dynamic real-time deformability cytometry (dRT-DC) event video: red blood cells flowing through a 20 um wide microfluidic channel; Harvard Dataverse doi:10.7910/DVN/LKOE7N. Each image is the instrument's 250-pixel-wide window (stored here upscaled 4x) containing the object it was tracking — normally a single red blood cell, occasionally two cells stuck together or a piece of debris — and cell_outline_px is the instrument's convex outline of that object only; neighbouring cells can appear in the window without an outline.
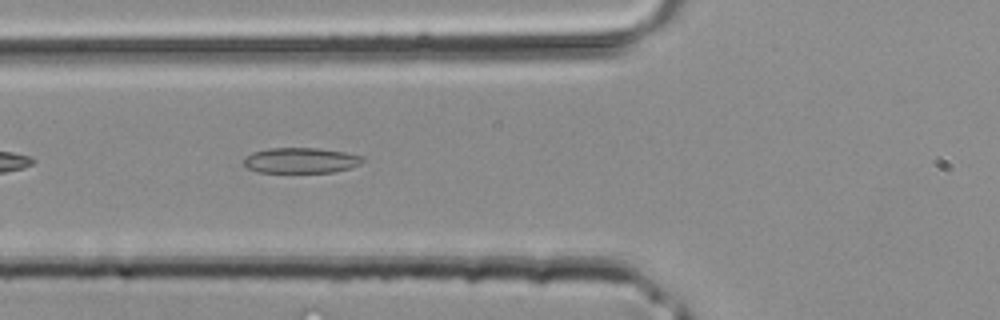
{"species": "common noctule bat (a hibernating species)", "species_latin": "Nyctalus noctula", "temperature_condition": "room temperature", "stored_images_in_passage": 37, "camera_frame_rate_fps": 3000, "um_per_image_px": 0.085, "animal": {"sex": "male", "body_mass_g": 20.4}, "frame": {"image": 1, "passage_image": 11, "time_ms": 3.333, "image_size_px": [1000, 320], "cell_outline_px": [[364, 160], [360, 164], [352, 168], [332, 172], [260, 172], [248, 168], [244, 164], [244, 156], [252, 152], [268, 148], [316, 148], [344, 152], [364, 156]], "centroid_in_image_um": [25.58, 13.63], "position_along_channel_um": 100.2, "area_um2": 17.69}}
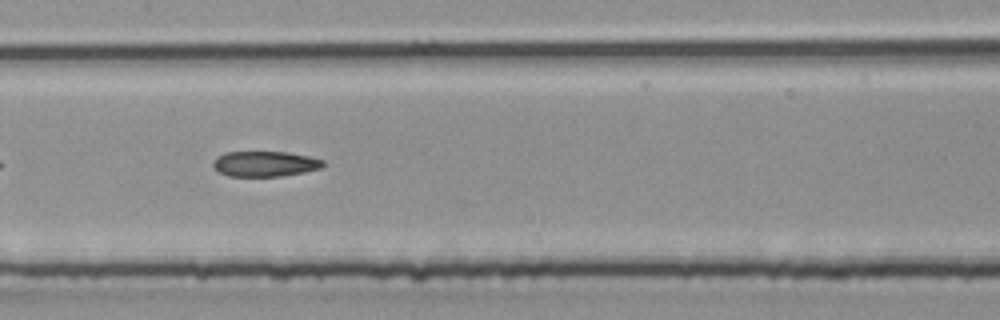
{"frame": {"image": 2, "passage_image": 16, "time_ms": 5.0, "image_size_px": [1000, 320], "cell_outline_px": [[324, 164], [320, 168], [304, 172], [280, 176], [228, 176], [220, 172], [212, 164], [216, 156], [224, 152], [288, 152], [308, 156], [324, 160]], "centroid_in_image_um": [22.51, 13.92], "position_along_channel_um": 184.9, "area_um2": 16.18}}
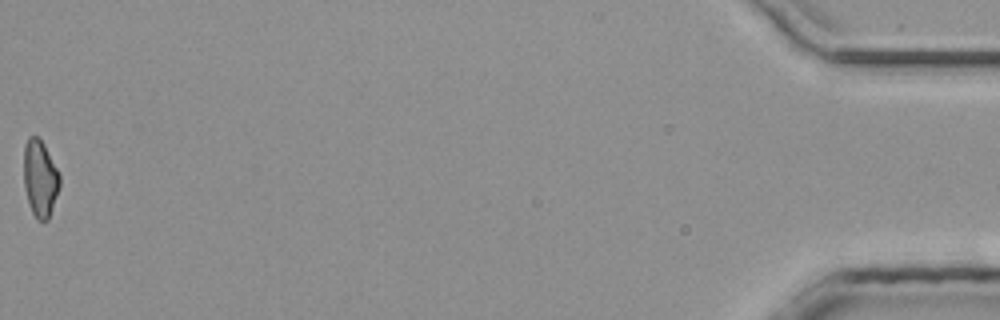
{"frame": {"image": 3, "passage_image": 37, "time_ms": 12.0, "image_size_px": [1000, 320], "cell_outline_px": [[60, 184], [48, 220], [36, 220], [32, 212], [24, 188], [24, 148], [28, 136], [36, 136], [44, 144], [60, 176]], "centroid_in_image_um": [3.39, 15.17], "position_along_channel_um": 431.8, "area_um2": 15.84}}